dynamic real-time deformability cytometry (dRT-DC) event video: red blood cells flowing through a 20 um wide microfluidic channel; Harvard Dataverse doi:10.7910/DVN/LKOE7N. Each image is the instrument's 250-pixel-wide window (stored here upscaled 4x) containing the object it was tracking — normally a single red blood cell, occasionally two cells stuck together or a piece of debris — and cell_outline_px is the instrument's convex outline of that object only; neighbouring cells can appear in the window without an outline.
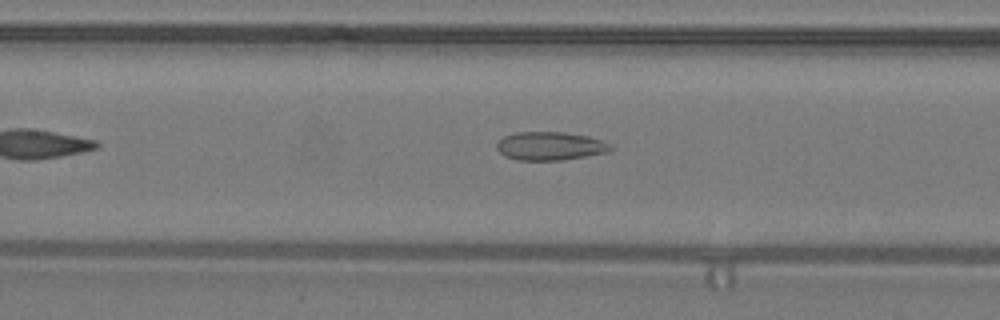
{"species": "common noctule bat (a hibernating species)", "species_latin": "Nyctalus noctula", "temperature_condition": "warm", "stored_images_in_passage": 37, "camera_frame_rate_fps": 3000, "um_per_image_px": 0.085, "animal": {"sex": "male", "body_mass_g": 19.2, "forearm_length_mm": 51.8}, "frame": {"image": 1, "passage_image": 10, "time_ms": 3.0, "image_size_px": [1000, 320], "cell_outline_px": [[612, 148], [608, 152], [564, 160], [516, 160], [504, 156], [496, 148], [496, 144], [504, 136], [516, 132], [564, 132], [588, 136], [600, 140], [608, 144]], "centroid_in_image_um": [46.72, 12.41], "position_along_channel_um": 160.7, "area_um2": 18.79}}
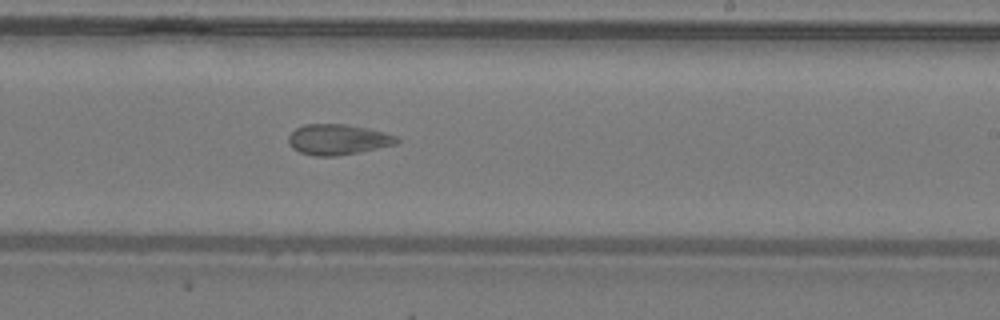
{"frame": {"image": 2, "passage_image": 17, "time_ms": 5.333, "image_size_px": [1000, 320], "cell_outline_px": [[400, 140], [396, 144], [360, 152], [336, 156], [316, 156], [300, 152], [292, 148], [288, 140], [288, 136], [296, 128], [304, 124], [348, 124], [396, 136]], "centroid_in_image_um": [28.69, 11.86], "position_along_channel_um": 260.3, "area_um2": 19.07}}
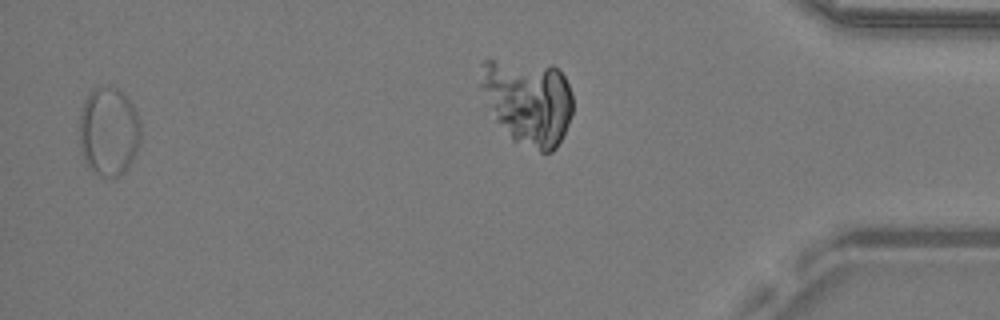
{"frame": {"image": 3, "passage_image": 35, "time_ms": 11.333, "image_size_px": [1000, 320], "cell_outline_px": [[140, 140], [136, 152], [128, 168], [124, 172], [116, 176], [100, 176], [88, 168], [84, 160], [80, 148], [80, 112], [84, 100], [96, 88], [116, 88], [124, 92], [128, 96], [140, 120]], "centroid_in_image_um": [9.25, 11.19], "position_along_channel_um": 426.0, "area_um2": 31.67}, "authors_computed_cell_mechanics": {"area_um2": 19.363, "velocity_mm_per_s": 4.2902, "shape_relaxation_time_tau1_ms": null, "shape_relaxation_time_tau2_ms": 1.9926, "deformation_change_tau1": null, "deformation_change_tau2": 0.0883}}